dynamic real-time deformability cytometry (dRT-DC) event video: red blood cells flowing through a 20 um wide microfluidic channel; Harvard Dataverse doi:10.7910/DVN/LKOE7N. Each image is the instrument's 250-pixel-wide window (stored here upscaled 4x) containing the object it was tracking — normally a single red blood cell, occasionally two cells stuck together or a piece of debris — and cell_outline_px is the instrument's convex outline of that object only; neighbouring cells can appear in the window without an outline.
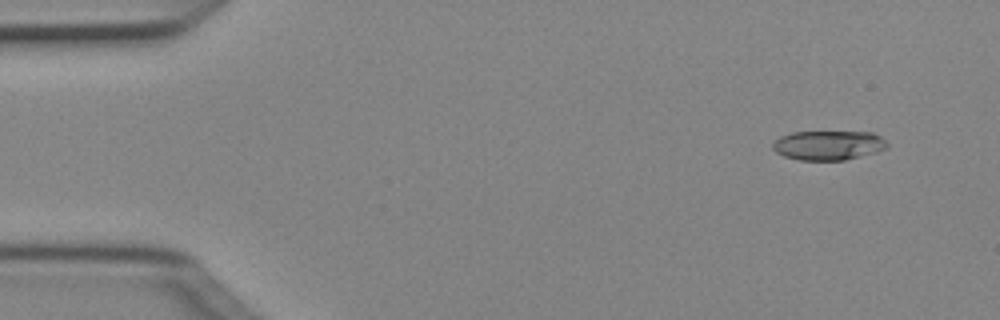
{"species": "Egyptian fruit bat (a non-hibernating species)", "species_latin": "Rousettus aegyptiacus", "temperature_condition": "cold", "stored_images_in_passage": 5, "camera_frame_rate_fps": 3000, "um_per_image_px": 0.085, "animal": {"sex": "female"}, "frame": {"image": 1, "passage_image": 2, "time_ms": 0.333, "image_size_px": [1000, 320], "cell_outline_px": [[888, 148], [876, 152], [844, 160], [800, 160], [784, 156], [776, 152], [772, 148], [772, 144], [780, 136], [792, 132], [872, 132], [880, 136], [888, 144]], "centroid_in_image_um": [70.41, 12.35], "position_along_channel_um": 14.6, "area_um2": 19.59}}